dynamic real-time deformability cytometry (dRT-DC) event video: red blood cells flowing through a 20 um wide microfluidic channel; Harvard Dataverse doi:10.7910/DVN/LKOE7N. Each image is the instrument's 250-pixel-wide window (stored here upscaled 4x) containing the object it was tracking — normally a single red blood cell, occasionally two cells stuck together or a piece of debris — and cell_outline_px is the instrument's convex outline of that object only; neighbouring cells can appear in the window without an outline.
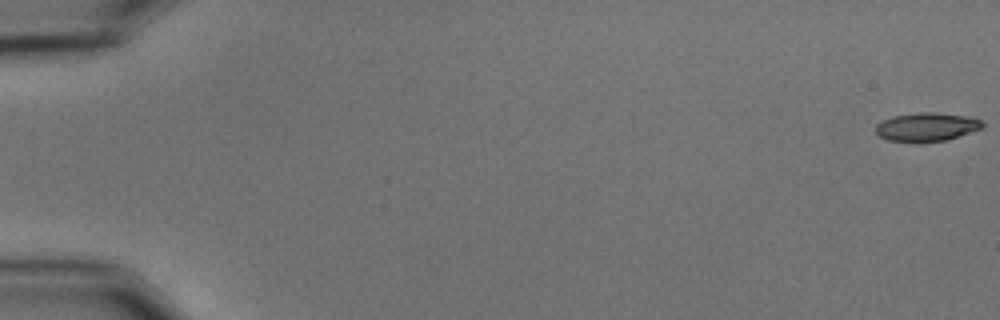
{"species": "common noctule bat (a hibernating species)", "species_latin": "Nyctalus noctula", "temperature_condition": "cold", "stored_images_in_passage": 23, "camera_frame_rate_fps": 3000, "um_per_image_px": 0.085, "animal": {"sex": "male", "body_mass_g": 15.6}, "frame": {"image": 1, "passage_image": 1, "time_ms": 0.0, "image_size_px": [1000, 320], "cell_outline_px": [[984, 128], [944, 140], [920, 144], [888, 140], [880, 136], [876, 132], [876, 124], [892, 116], [920, 112], [936, 112], [968, 116], [980, 120], [984, 124]], "centroid_in_image_um": [78.76, 10.8], "position_along_channel_um": 6.2, "area_um2": 18.03}}